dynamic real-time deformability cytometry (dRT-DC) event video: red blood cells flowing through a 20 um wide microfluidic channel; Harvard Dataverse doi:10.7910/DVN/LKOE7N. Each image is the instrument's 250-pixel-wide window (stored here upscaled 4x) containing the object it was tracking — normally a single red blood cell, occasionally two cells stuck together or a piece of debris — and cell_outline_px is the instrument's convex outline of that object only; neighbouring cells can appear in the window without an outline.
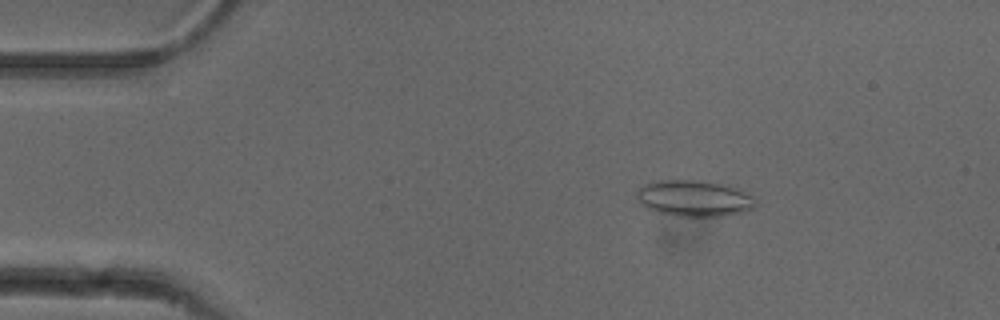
{"species": "common noctule bat (a hibernating species)", "species_latin": "Nyctalus noctula", "temperature_condition": "cold", "stored_images_in_passage": 50, "camera_frame_rate_fps": 3000, "um_per_image_px": 0.085, "animal": {"sex": "female"}, "frame": {"image": 1, "passage_image": 6, "time_ms": 1.667, "image_size_px": [1000, 320], "cell_outline_px": [[756, 204], [752, 208], [744, 212], [720, 216], [676, 216], [656, 212], [644, 208], [640, 204], [636, 196], [636, 192], [644, 184], [660, 180], [704, 180], [724, 184], [752, 196], [756, 200]], "centroid_in_image_um": [58.95, 16.86], "position_along_channel_um": 26.1, "area_um2": 25.14}}
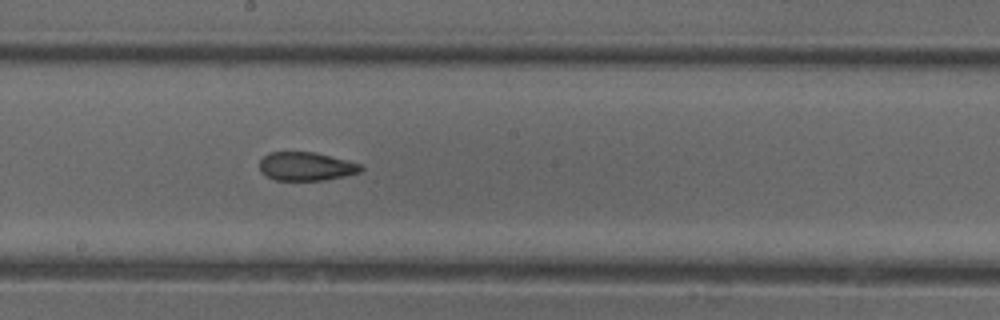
{"frame": {"image": 2, "passage_image": 26, "time_ms": 8.333, "image_size_px": [1000, 320], "cell_outline_px": [[364, 168], [360, 172], [344, 176], [324, 180], [276, 180], [260, 172], [260, 160], [268, 152], [312, 152], [360, 164]], "centroid_in_image_um": [25.99, 14.15], "position_along_channel_um": 222.2, "area_um2": 16.59}}
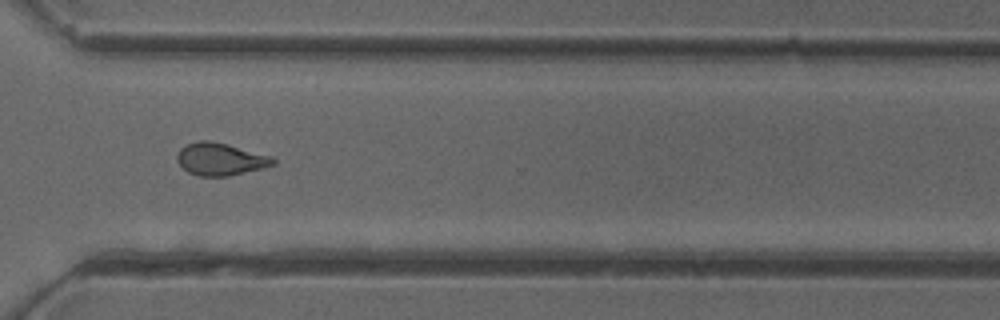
{"frame": {"image": 3, "passage_image": 36, "time_ms": 11.667, "image_size_px": [1000, 320], "cell_outline_px": [[276, 164], [228, 176], [200, 176], [188, 172], [176, 160], [176, 156], [180, 148], [188, 144], [200, 140], [208, 140], [228, 144], [272, 156], [276, 160]], "centroid_in_image_um": [18.73, 13.52], "position_along_channel_um": 351.9, "area_um2": 18.03}, "authors_computed_cell_mechanics": {"area_um2": 18.0336, "velocity_mm_per_s": 3.9026, "shape_relaxation_time_tau1_ms": null, "shape_relaxation_time_tau2_ms": 1.7074, "deformation_change_tau1": null, "deformation_change_tau2": 0.0785}}